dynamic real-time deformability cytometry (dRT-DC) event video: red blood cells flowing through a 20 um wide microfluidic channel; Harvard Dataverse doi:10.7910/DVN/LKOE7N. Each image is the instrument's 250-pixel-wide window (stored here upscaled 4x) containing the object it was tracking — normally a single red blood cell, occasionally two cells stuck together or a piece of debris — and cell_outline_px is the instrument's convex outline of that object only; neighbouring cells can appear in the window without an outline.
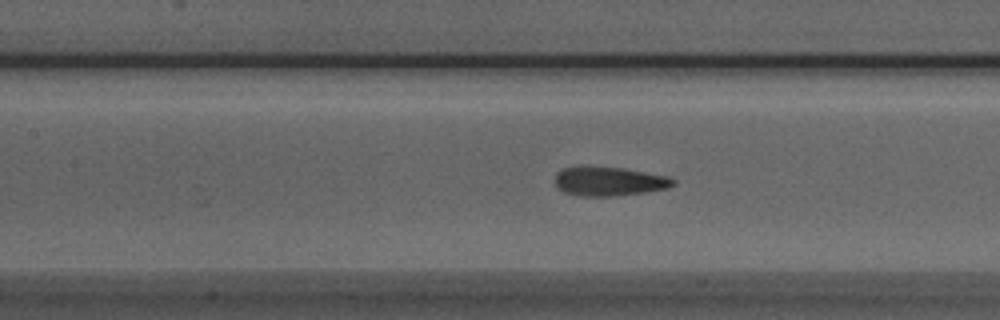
{"species": "Egyptian fruit bat (a non-hibernating species)", "species_latin": "Rousettus aegyptiacus", "temperature_condition": "room temperature", "stored_images_in_passage": 32, "camera_frame_rate_fps": 3000, "um_per_image_px": 0.085, "animal": {"sex": "male"}, "frame": {"image": 1, "passage_image": 7, "time_ms": 2.0, "image_size_px": [1000, 320], "cell_outline_px": [[676, 184], [668, 188], [644, 192], [612, 196], [580, 196], [564, 192], [556, 188], [552, 180], [556, 172], [564, 168], [588, 164], [624, 168], [668, 176], [676, 180]], "centroid_in_image_um": [51.7, 15.38], "position_along_channel_um": 155.7, "area_um2": 20.75}}
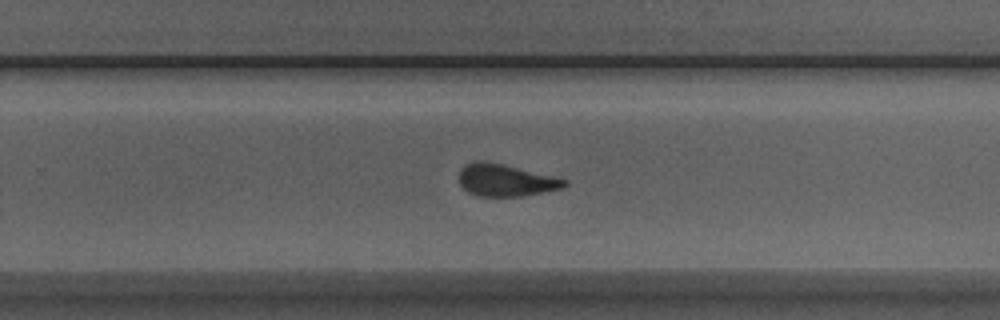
{"frame": {"image": 2, "passage_image": 17, "time_ms": 5.333, "image_size_px": [1000, 320], "cell_outline_px": [[568, 184], [564, 188], [524, 196], [480, 196], [468, 192], [460, 184], [460, 168], [464, 164], [476, 160], [484, 160], [556, 176], [568, 180]], "centroid_in_image_um": [43.01, 15.31], "position_along_channel_um": 286.8, "area_um2": 19.94}}
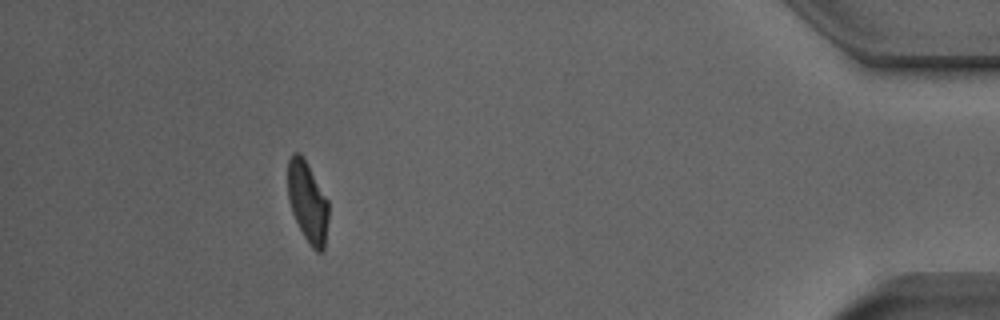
{"frame": {"image": 3, "passage_image": 31, "time_ms": 10.0, "image_size_px": [1000, 320], "cell_outline_px": [[328, 220], [324, 248], [320, 252], [316, 252], [308, 244], [292, 212], [288, 200], [288, 160], [292, 152], [300, 152], [328, 200]], "centroid_in_image_um": [26.14, 17.17], "position_along_channel_um": 409.1, "area_um2": 19.02}}